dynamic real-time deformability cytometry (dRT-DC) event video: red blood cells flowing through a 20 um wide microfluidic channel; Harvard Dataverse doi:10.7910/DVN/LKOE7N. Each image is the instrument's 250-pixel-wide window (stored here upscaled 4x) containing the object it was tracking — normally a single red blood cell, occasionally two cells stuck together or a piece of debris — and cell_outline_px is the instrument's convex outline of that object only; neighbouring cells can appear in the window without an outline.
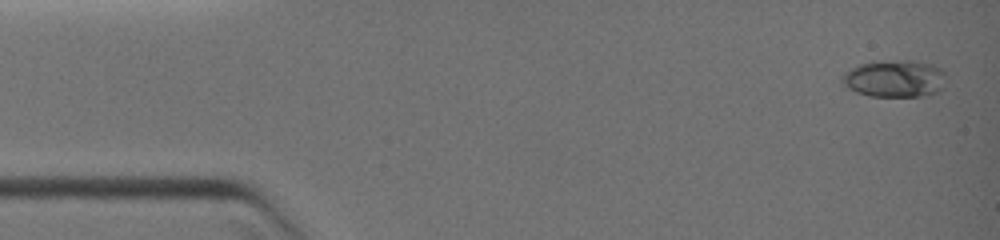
{"species": "common noctule bat (a hibernating species)", "species_latin": "Nyctalus noctula", "temperature_condition": "warm", "stored_images_in_passage": 7, "segment_of_instrument_passage": [1, 2], "camera_frame_rate_fps": 3000, "um_per_image_px": 0.085, "animal": {"sex": "female", "body_mass_g": 19.0, "forearm_length_mm": 51.5}, "frame": {"image": 1, "passage_image": 1, "time_ms": 0.0, "image_size_px": [1000, 240], "cell_outline_px": [[944, 76], [940, 92], [920, 96], [868, 96], [856, 92], [848, 88], [840, 80], [840, 76], [844, 72], [860, 64], [872, 60], [916, 60], [932, 64], [940, 68], [944, 72]], "centroid_in_image_um": [76.0, 6.66], "position_along_channel_um": 9.0, "area_um2": 22.83}}